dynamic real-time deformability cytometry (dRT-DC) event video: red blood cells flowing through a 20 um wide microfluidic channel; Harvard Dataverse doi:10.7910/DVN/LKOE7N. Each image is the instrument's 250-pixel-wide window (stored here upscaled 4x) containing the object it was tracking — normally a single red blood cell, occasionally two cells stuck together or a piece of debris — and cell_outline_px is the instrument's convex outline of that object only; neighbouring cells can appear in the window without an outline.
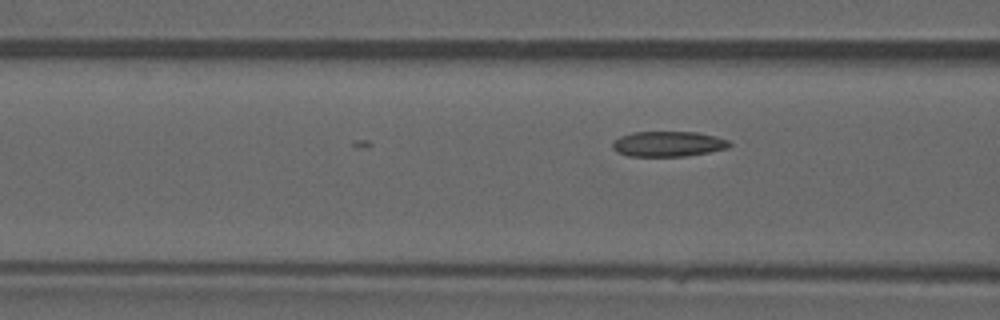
{"species": "common noctule bat (a hibernating species)", "species_latin": "Nyctalus noctula", "temperature_condition": "warm", "stored_images_in_passage": 19, "camera_frame_rate_fps": 3000, "um_per_image_px": 0.085, "animal": {"sex": "male", "forearm_length_mm": 52.5}, "frame": {"image": 1, "passage_image": 19, "time_ms": 6.0, "image_size_px": [1000, 320], "cell_outline_px": [[732, 144], [728, 148], [688, 156], [628, 156], [616, 152], [612, 148], [612, 144], [620, 136], [632, 132], [696, 132], [716, 136], [728, 140]], "centroid_in_image_um": [56.79, 12.23], "position_along_channel_um": 109.8, "area_um2": 17.28}}